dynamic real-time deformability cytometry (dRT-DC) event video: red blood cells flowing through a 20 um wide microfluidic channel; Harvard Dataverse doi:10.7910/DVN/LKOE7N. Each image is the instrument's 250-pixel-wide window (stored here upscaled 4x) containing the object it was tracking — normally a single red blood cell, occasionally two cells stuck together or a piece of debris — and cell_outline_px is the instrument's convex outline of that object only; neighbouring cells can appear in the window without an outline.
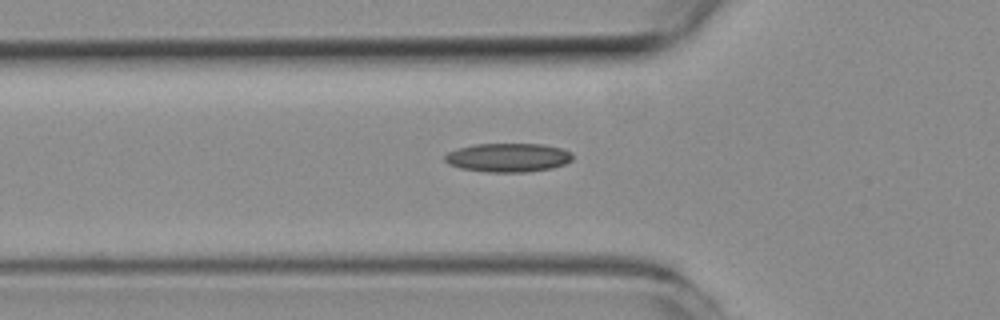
{"species": "common noctule bat (a hibernating species)", "species_latin": "Nyctalus noctula", "temperature_condition": "room temperature", "stored_images_in_passage": 37, "camera_frame_rate_fps": 3000, "um_per_image_px": 0.085, "animal": {"sex": "female", "body_mass_g": 19.3, "forearm_length_mm": 54.1}, "frame": {"image": 1, "passage_image": 8, "time_ms": 2.333, "image_size_px": [1000, 320], "cell_outline_px": [[572, 160], [564, 164], [552, 168], [528, 172], [484, 172], [460, 168], [448, 164], [444, 160], [444, 156], [448, 152], [456, 148], [476, 144], [540, 144], [560, 148], [572, 152]], "centroid_in_image_um": [43.15, 13.4], "position_along_channel_um": 82.6, "area_um2": 21.56}}
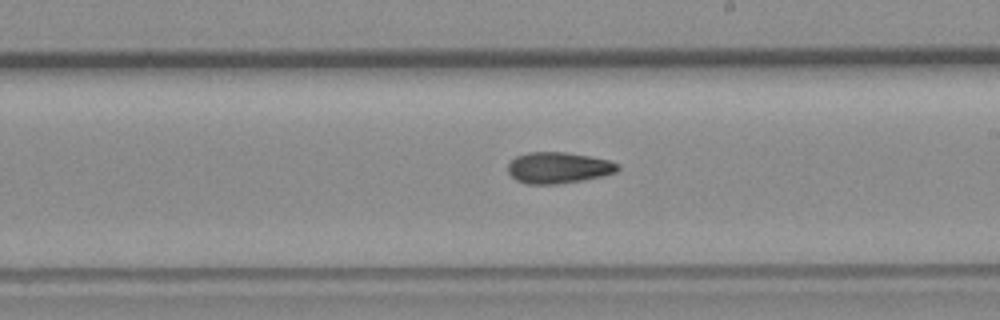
{"frame": {"image": 2, "passage_image": 20, "time_ms": 6.333, "image_size_px": [1000, 320], "cell_outline_px": [[620, 168], [616, 172], [604, 176], [584, 180], [556, 184], [528, 184], [516, 180], [508, 172], [508, 164], [516, 156], [528, 152], [564, 152], [588, 156], [608, 160], [616, 164]], "centroid_in_image_um": [47.45, 14.26], "position_along_channel_um": 241.6, "area_um2": 19.88}}
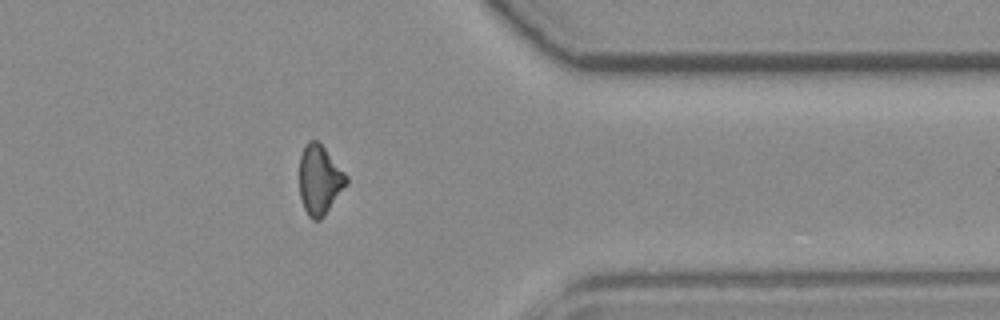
{"frame": {"image": 3, "passage_image": 32, "time_ms": 10.333, "image_size_px": [1000, 320], "cell_outline_px": [[348, 184], [324, 216], [320, 220], [312, 220], [308, 216], [300, 200], [300, 156], [304, 144], [308, 140], [316, 140], [324, 148], [348, 176]], "centroid_in_image_um": [27.16, 15.31], "position_along_channel_um": 384.2, "area_um2": 19.07}, "authors_computed_cell_mechanics": {"area_um2": 19.941, "velocity_mm_per_s": 3.9628, "shape_relaxation_time_tau1_ms": null, "shape_relaxation_time_tau2_ms": 6.9262, "deformation_change_tau1": null, "deformation_change_tau2": 0.1555}}